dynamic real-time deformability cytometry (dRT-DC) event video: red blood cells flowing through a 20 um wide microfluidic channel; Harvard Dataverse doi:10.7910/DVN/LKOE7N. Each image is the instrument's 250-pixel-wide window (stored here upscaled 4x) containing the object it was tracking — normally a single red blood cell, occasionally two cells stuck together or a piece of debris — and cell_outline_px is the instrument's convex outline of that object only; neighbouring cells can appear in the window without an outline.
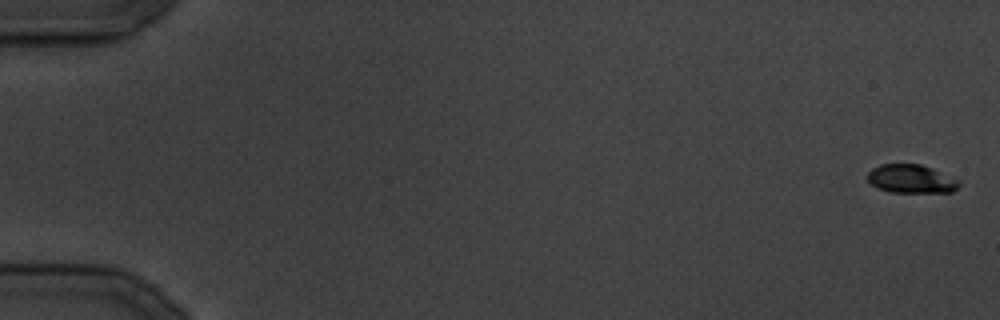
{"species": "common noctule bat (a hibernating species)", "species_latin": "Nyctalus noctula", "temperature_condition": "cold", "stored_images_in_passage": 8, "camera_frame_rate_fps": 3000, "um_per_image_px": 0.085, "animal": {"sex": "male", "body_mass_g": 19.5, "forearm_length_mm": 54.6}, "frame": {"image": 1, "passage_image": 1, "time_ms": 0.0, "image_size_px": [1000, 320], "cell_outline_px": [[960, 184], [952, 192], [892, 192], [876, 188], [868, 180], [868, 172], [872, 168], [880, 164], [920, 164], [960, 180]], "centroid_in_image_um": [77.43, 15.21], "position_along_channel_um": 7.6, "area_um2": 15.09}}